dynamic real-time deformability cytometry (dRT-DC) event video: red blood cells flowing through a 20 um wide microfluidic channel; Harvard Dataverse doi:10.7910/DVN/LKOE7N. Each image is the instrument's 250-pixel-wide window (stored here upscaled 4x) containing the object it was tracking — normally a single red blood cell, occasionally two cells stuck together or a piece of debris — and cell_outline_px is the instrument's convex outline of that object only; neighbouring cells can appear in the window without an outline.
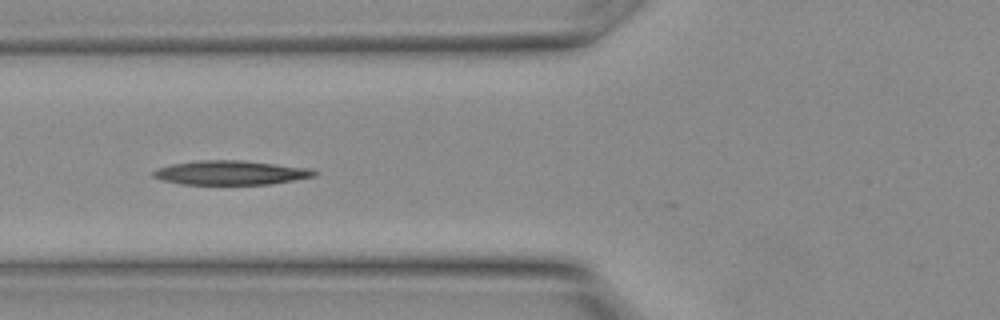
{"species": "Egyptian fruit bat (a non-hibernating species)", "species_latin": "Rousettus aegyptiacus", "temperature_condition": "warm", "stored_images_in_passage": 10, "camera_frame_rate_fps": 3000, "um_per_image_px": 0.085, "animal": {"sex": "female"}, "frame": {"image": 1, "passage_image": 5, "time_ms": 1.333, "image_size_px": [1000, 320], "cell_outline_px": [[320, 172], [316, 176], [268, 184], [184, 184], [164, 180], [152, 176], [152, 172], [160, 168], [172, 164], [196, 160], [240, 160], [312, 168]], "centroid_in_image_um": [19.67, 14.67], "position_along_channel_um": 106.1, "area_um2": 22.54}}
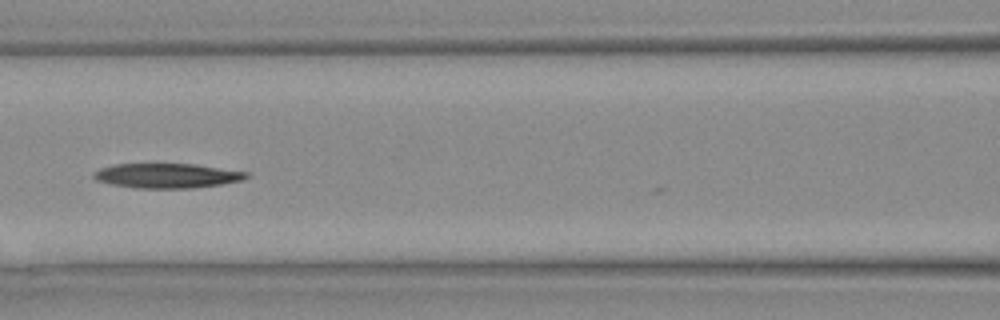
{"frame": {"image": 2, "passage_image": 7, "time_ms": 2.0, "image_size_px": [1000, 320], "cell_outline_px": [[248, 176], [240, 180], [220, 184], [192, 188], [140, 188], [112, 184], [96, 180], [92, 176], [100, 168], [116, 164], [196, 164], [248, 172]], "centroid_in_image_um": [14.19, 14.93], "position_along_channel_um": 152.4, "area_um2": 21.62}}